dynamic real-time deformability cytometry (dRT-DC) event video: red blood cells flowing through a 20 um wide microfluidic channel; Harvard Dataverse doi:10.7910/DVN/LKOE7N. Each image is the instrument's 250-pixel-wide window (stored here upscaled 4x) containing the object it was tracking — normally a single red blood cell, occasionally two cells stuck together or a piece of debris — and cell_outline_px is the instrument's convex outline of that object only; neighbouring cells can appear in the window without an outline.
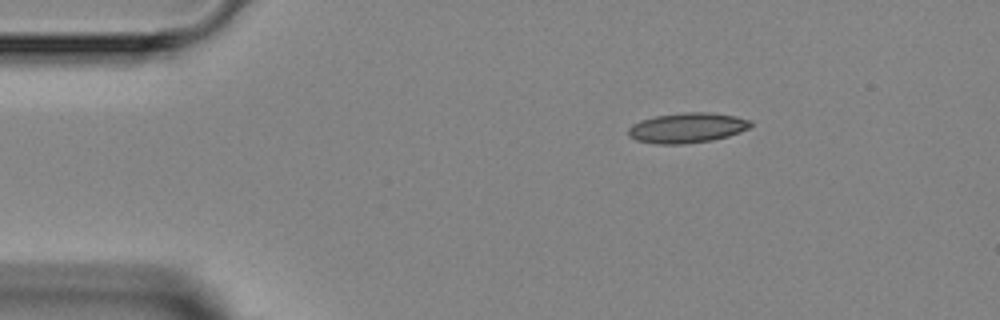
{"species": "Egyptian fruit bat (a non-hibernating species)", "species_latin": "Rousettus aegyptiacus", "temperature_condition": "room temperature", "stored_images_in_passage": 2, "camera_frame_rate_fps": 3000, "um_per_image_px": 0.085, "animal": {"sex": "female"}, "frame": {"image": 1, "passage_image": 1, "time_ms": 0.0, "image_size_px": [1000, 320], "cell_outline_px": [[752, 124], [748, 128], [740, 132], [728, 136], [712, 140], [684, 144], [656, 144], [636, 140], [628, 136], [628, 128], [632, 124], [640, 120], [656, 116], [684, 112], [708, 112], [736, 116], [752, 120]], "centroid_in_image_um": [58.4, 10.86], "position_along_channel_um": 26.6, "area_um2": 21.56}}